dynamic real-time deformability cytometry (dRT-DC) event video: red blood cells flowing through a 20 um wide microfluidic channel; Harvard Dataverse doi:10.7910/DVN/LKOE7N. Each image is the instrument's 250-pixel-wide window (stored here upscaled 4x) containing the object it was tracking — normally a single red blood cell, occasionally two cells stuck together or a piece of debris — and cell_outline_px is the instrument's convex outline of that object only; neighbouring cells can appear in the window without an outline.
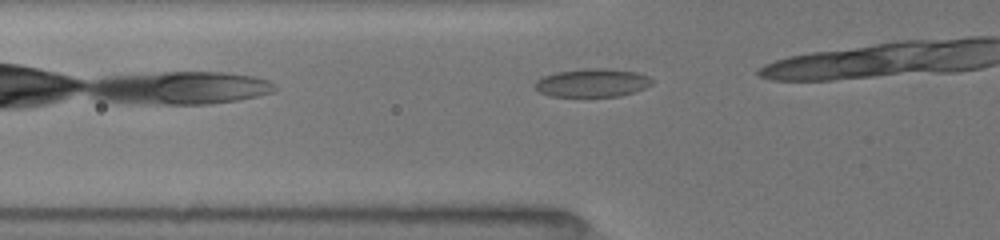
{"species": "common noctule bat (a hibernating species)", "species_latin": "Nyctalus noctula", "temperature_condition": "room temperature", "stored_images_in_passage": 6, "camera_frame_rate_fps": 3000, "um_per_image_px": 0.085, "animal": {"sex": "female", "body_mass_g": 19.5, "forearm_length_mm": 54.1}, "frame": {"image": 1, "passage_image": 4, "time_ms": 1.333, "image_size_px": [1000, 240], "cell_outline_px": [[652, 84], [644, 88], [620, 96], [552, 96], [540, 92], [532, 84], [536, 80], [544, 76], [556, 72], [580, 68], [612, 68], [636, 72], [648, 76], [652, 80]], "centroid_in_image_um": [50.33, 7.02], "position_along_channel_um": 75.5, "area_um2": 19.36}}